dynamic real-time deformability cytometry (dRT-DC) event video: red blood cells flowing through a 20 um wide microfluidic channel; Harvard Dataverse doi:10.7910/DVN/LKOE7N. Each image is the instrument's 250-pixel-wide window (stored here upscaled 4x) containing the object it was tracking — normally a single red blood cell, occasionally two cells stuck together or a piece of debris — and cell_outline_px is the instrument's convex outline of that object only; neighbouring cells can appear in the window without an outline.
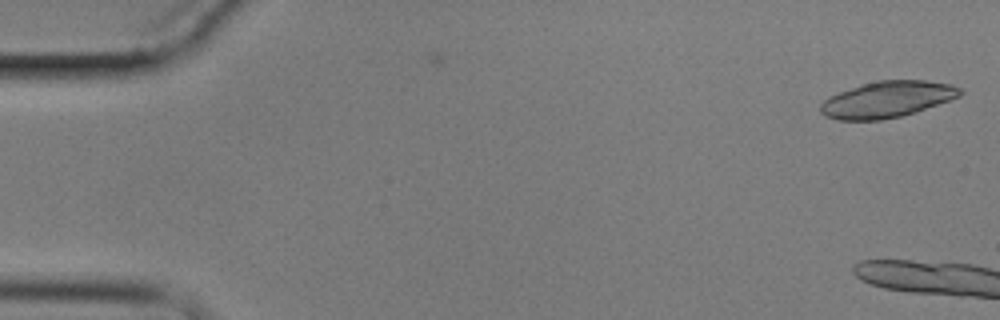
{"species": "common noctule bat (a hibernating species)", "species_latin": "Nyctalus noctula", "temperature_condition": "cold", "stored_images_in_passage": 2, "camera_frame_rate_fps": 3000, "um_per_image_px": 0.085, "animal": {"sex": "male", "body_mass_g": 17.9}, "frame": {"image": 1, "passage_image": 2, "time_ms": 1.0, "image_size_px": [1000, 320], "cell_outline_px": [[964, 92], [960, 96], [916, 112], [900, 116], [880, 120], [836, 120], [824, 116], [820, 112], [820, 104], [828, 96], [860, 84], [880, 80], [924, 80], [952, 84], [960, 88]], "centroid_in_image_um": [75.38, 8.45], "position_along_channel_um": 9.6, "area_um2": 29.65}}